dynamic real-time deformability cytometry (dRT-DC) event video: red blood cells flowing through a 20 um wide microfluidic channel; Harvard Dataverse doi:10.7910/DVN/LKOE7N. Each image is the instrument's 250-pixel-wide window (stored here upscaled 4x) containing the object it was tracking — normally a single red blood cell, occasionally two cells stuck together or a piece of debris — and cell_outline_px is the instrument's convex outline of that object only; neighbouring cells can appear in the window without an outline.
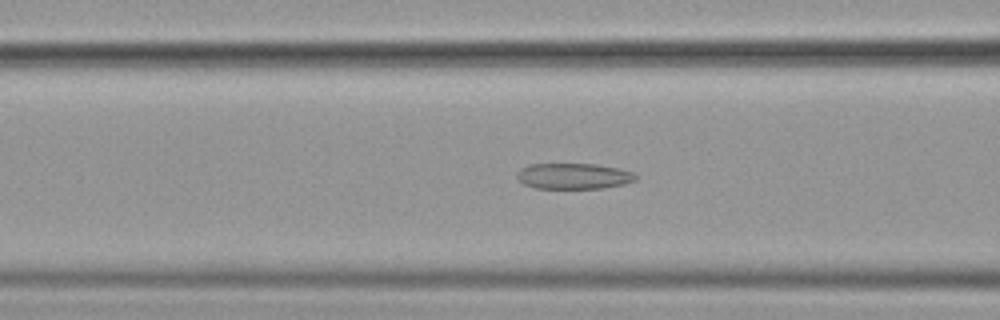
{"species": "common noctule bat (a hibernating species)", "species_latin": "Nyctalus noctula", "temperature_condition": "cold", "stored_images_in_passage": 56, "camera_frame_rate_fps": 3000, "um_per_image_px": 0.085, "animal": {"sex": "female", "body_mass_g": 19.9}, "frame": {"image": 1, "passage_image": 23, "time_ms": 7.333, "image_size_px": [1000, 320], "cell_outline_px": [[636, 180], [624, 184], [604, 188], [536, 188], [524, 184], [516, 176], [516, 172], [520, 168], [528, 164], [596, 164], [620, 168], [636, 172]], "centroid_in_image_um": [48.78, 14.96], "position_along_channel_um": 117.8, "area_um2": 18.03}}
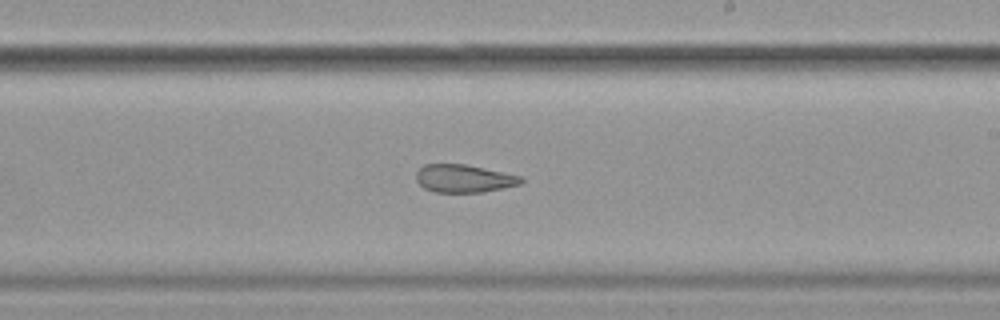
{"frame": {"image": 2, "passage_image": 34, "time_ms": 11.0, "image_size_px": [1000, 320], "cell_outline_px": [[524, 180], [520, 184], [504, 188], [484, 192], [436, 192], [424, 188], [416, 180], [416, 172], [424, 164], [464, 164], [520, 176]], "centroid_in_image_um": [39.41, 15.18], "position_along_channel_um": 249.6, "area_um2": 16.88}}
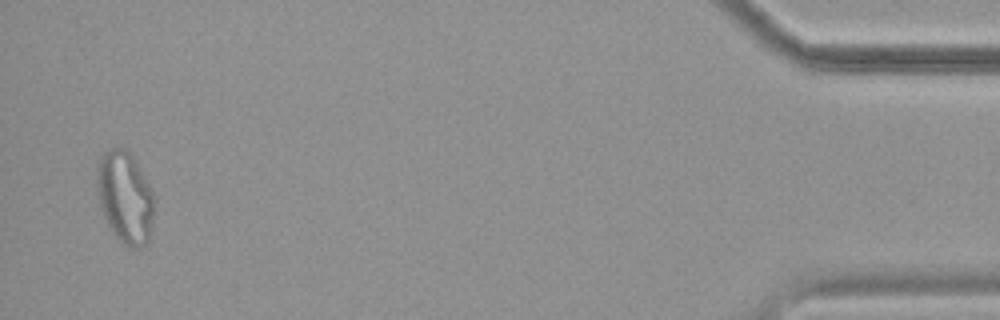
{"frame": {"image": 3, "passage_image": 55, "time_ms": 18.0, "image_size_px": [1000, 320], "cell_outline_px": [[152, 220], [148, 244], [140, 248], [128, 248], [112, 232], [100, 208], [96, 184], [96, 176], [100, 156], [104, 152], [112, 148], [124, 148], [132, 156], [144, 176], [152, 192]], "centroid_in_image_um": [10.6, 16.8], "position_along_channel_um": 424.6, "area_um2": 30.35}, "authors_computed_cell_mechanics": {"area_um2": 23.0333, "velocity_mm_per_s": 3.6013, "shape_relaxation_time_tau1_ms": null, "shape_relaxation_time_tau2_ms": 3.3401, "deformation_change_tau1": null, "deformation_change_tau2": 0.1052}}